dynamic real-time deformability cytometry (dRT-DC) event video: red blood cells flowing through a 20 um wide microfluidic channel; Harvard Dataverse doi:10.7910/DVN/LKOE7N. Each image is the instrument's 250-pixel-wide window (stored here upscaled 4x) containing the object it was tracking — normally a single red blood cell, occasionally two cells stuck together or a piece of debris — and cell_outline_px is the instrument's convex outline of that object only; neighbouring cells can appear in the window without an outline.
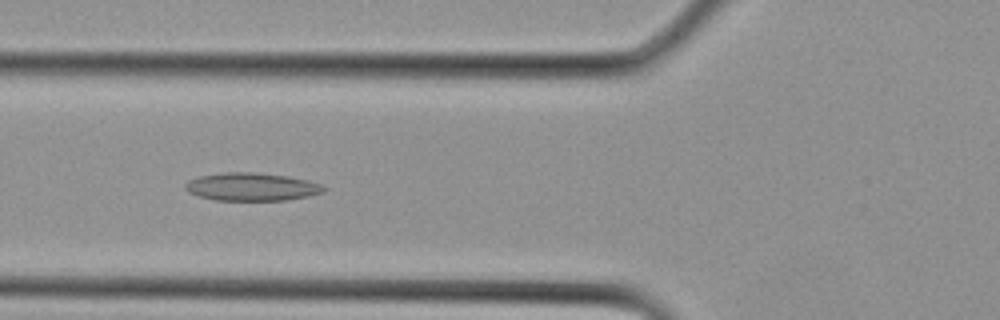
{"species": "Egyptian fruit bat (a non-hibernating species)", "species_latin": "Rousettus aegyptiacus", "temperature_condition": "cold", "stored_images_in_passage": 18, "camera_frame_rate_fps": 3000, "um_per_image_px": 0.085, "animal": {"sex": "female"}, "frame": {"image": 1, "passage_image": 11, "time_ms": 3.333, "image_size_px": [1000, 320], "cell_outline_px": [[328, 188], [324, 192], [308, 196], [288, 200], [216, 200], [200, 196], [188, 192], [184, 188], [184, 184], [188, 180], [200, 176], [224, 172], [256, 172], [288, 176], [308, 180], [320, 184]], "centroid_in_image_um": [21.41, 15.87], "position_along_channel_um": 104.4, "area_um2": 22.66}}
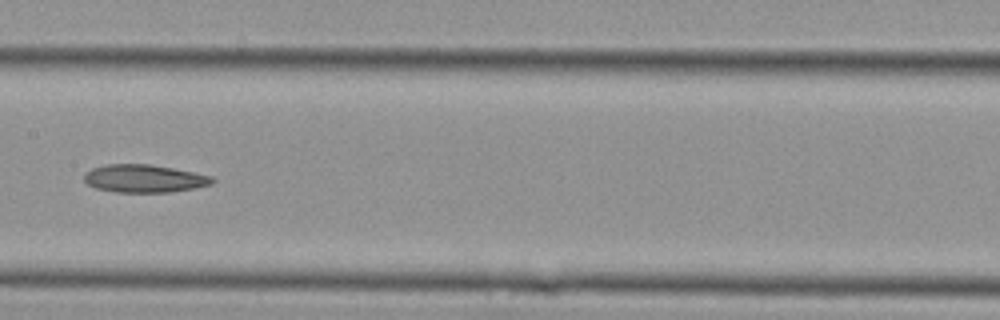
{"frame": {"image": 2, "passage_image": 15, "time_ms": 4.667, "image_size_px": [1000, 320], "cell_outline_px": [[216, 180], [212, 184], [196, 188], [168, 192], [116, 192], [96, 188], [88, 184], [84, 180], [84, 172], [92, 168], [108, 164], [148, 164], [172, 168], [212, 176]], "centroid_in_image_um": [12.26, 15.17], "position_along_channel_um": 195.1, "area_um2": 20.75}}
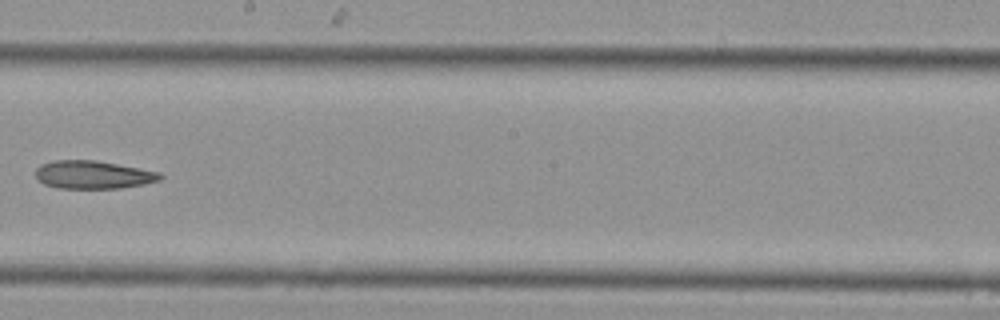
{"frame": {"image": 3, "passage_image": 17, "time_ms": 5.333, "image_size_px": [1000, 320], "cell_outline_px": [[164, 176], [160, 180], [144, 184], [120, 188], [60, 188], [44, 184], [36, 176], [36, 168], [40, 164], [52, 160], [96, 160], [160, 172]], "centroid_in_image_um": [7.92, 14.84], "position_along_channel_um": 240.3, "area_um2": 20.35}}